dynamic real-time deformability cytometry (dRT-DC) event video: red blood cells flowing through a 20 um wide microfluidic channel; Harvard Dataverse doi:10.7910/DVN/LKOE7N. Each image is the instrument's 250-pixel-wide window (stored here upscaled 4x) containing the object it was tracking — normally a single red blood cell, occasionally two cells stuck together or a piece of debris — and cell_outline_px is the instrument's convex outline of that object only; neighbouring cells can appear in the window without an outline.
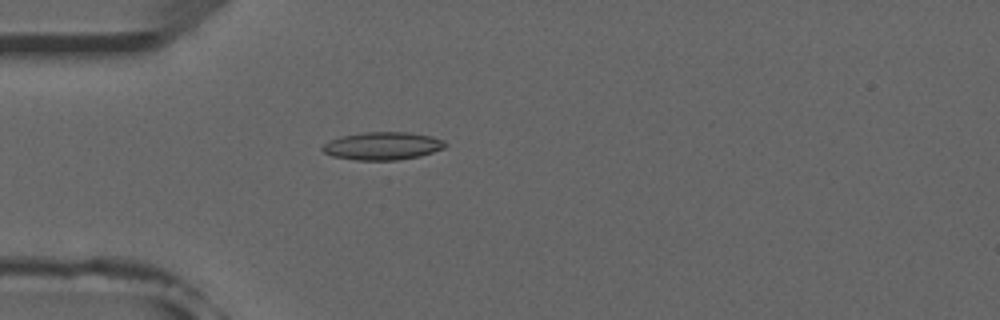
{"species": "common noctule bat (a hibernating species)", "species_latin": "Nyctalus noctula", "temperature_condition": "room temperature", "stored_images_in_passage": 48, "camera_frame_rate_fps": 3000, "um_per_image_px": 0.085, "animal": {"sex": "male", "forearm_length_mm": 52.5}, "frame": {"image": 1, "passage_image": 11, "time_ms": 3.333, "image_size_px": [1000, 320], "cell_outline_px": [[448, 144], [444, 148], [420, 156], [396, 160], [356, 160], [332, 156], [324, 152], [320, 148], [328, 140], [340, 136], [364, 132], [408, 132], [432, 136], [444, 140]], "centroid_in_image_um": [32.51, 12.4], "position_along_channel_um": 52.5, "area_um2": 20.06}}
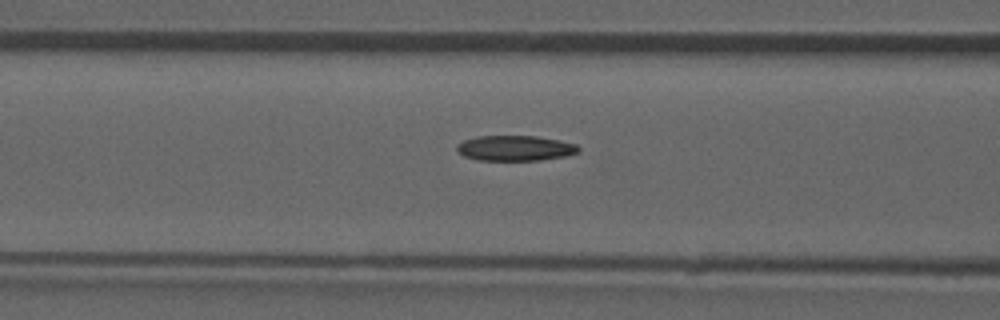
{"frame": {"image": 2, "passage_image": 17, "time_ms": 5.333, "image_size_px": [1000, 320], "cell_outline_px": [[580, 152], [564, 156], [540, 160], [476, 160], [464, 156], [456, 148], [456, 144], [464, 140], [476, 136], [536, 136], [560, 140], [576, 144], [580, 148]], "centroid_in_image_um": [43.79, 12.59], "position_along_channel_um": 122.8, "area_um2": 17.98}}
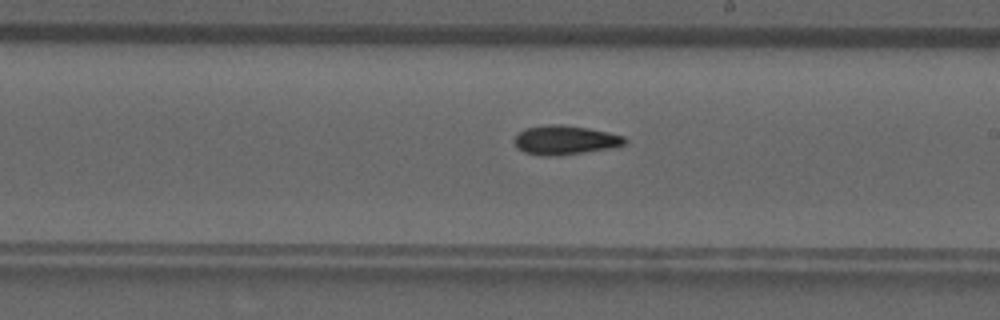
{"frame": {"image": 3, "passage_image": 26, "time_ms": 8.333, "image_size_px": [1000, 320], "cell_outline_px": [[628, 140], [624, 144], [616, 148], [560, 156], [540, 156], [524, 152], [516, 148], [516, 136], [524, 128], [548, 124], [560, 124], [588, 128], [608, 132], [624, 136]], "centroid_in_image_um": [48.07, 11.92], "position_along_channel_um": 240.9, "area_um2": 19.07}, "authors_computed_cell_mechanics": {"area_um2": 18.2359, "velocity_mm_per_s": 3.9382, "shape_relaxation_time_tau1_ms": null, "shape_relaxation_time_tau2_ms": 7.0262, "deformation_change_tau1": null, "deformation_change_tau2": 0.1442}}